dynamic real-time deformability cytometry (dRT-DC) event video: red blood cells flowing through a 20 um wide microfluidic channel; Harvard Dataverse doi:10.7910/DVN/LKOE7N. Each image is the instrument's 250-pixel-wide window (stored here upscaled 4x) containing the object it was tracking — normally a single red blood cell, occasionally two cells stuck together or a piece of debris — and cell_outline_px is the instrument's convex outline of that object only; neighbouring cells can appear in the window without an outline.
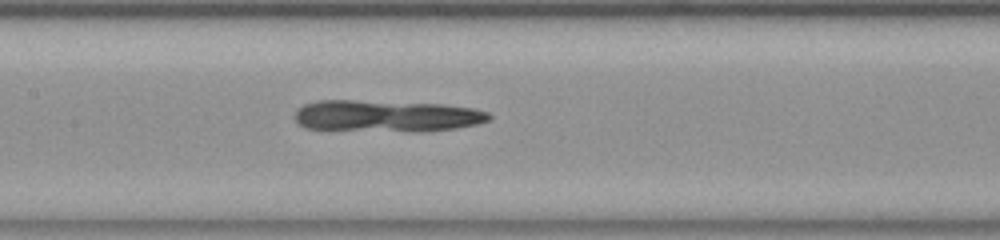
{"species": "common noctule bat (a hibernating species)", "species_latin": "Nyctalus noctula", "temperature_condition": "room temperature", "stored_images_in_passage": 38, "camera_frame_rate_fps": 3000, "um_per_image_px": 0.085, "animal": {"sex": "female", "body_mass_g": 23.0, "forearm_length_mm": 53.4}, "frame": {"image": 1, "passage_image": 10, "time_ms": 3.0, "image_size_px": [1000, 240], "cell_outline_px": [[492, 116], [488, 120], [476, 124], [456, 128], [304, 128], [296, 124], [292, 116], [296, 108], [304, 104], [316, 100], [352, 100], [444, 104], [472, 108], [488, 112]], "centroid_in_image_um": [32.73, 9.78], "position_along_channel_um": 174.7, "area_um2": 34.04}}
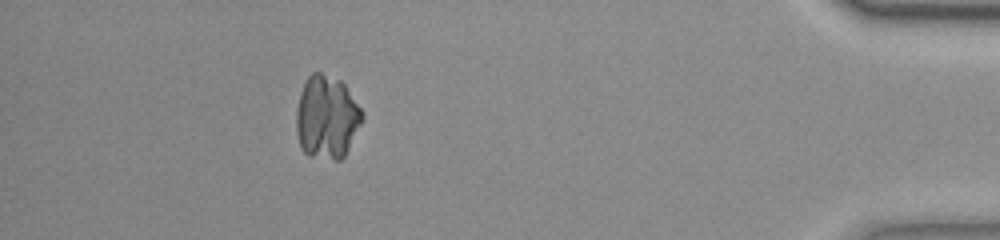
{"frame": {"image": 2, "passage_image": 33, "time_ms": 10.667, "image_size_px": [1000, 240], "cell_outline_px": [[364, 116], [344, 156], [340, 160], [332, 160], [308, 156], [300, 148], [296, 132], [296, 108], [300, 92], [308, 76], [312, 72], [320, 72], [340, 80], [344, 84], [364, 112]], "centroid_in_image_um": [27.75, 9.97], "position_along_channel_um": 407.5, "area_um2": 32.14}}